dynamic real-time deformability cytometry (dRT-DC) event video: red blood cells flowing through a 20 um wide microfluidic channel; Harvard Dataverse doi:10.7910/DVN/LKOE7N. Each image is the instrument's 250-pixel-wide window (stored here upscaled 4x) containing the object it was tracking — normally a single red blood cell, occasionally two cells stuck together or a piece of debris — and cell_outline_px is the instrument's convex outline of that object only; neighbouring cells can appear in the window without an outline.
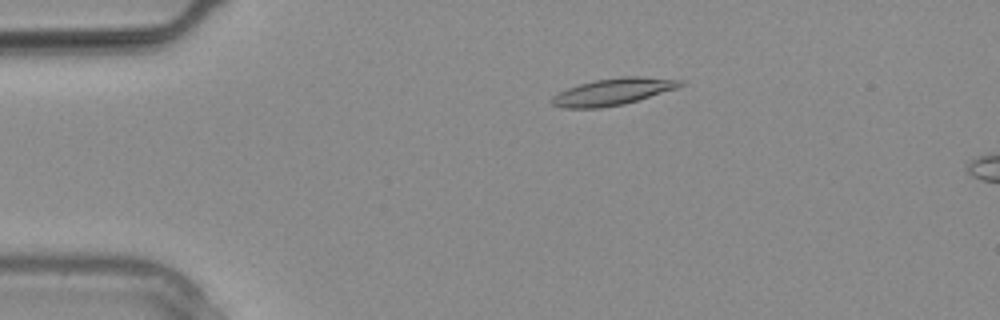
{"species": "common noctule bat (a hibernating species)", "species_latin": "Nyctalus noctula", "temperature_condition": "warm", "stored_images_in_passage": 5, "camera_frame_rate_fps": 3000, "um_per_image_px": 0.085, "animal": {"sex": "male", "body_mass_g": 20.4}, "frame": {"image": 1, "passage_image": 2, "time_ms": 0.333, "image_size_px": [1000, 320], "cell_outline_px": [[684, 84], [676, 88], [624, 104], [600, 108], [564, 108], [552, 104], [552, 96], [568, 88], [580, 84], [596, 80], [620, 76], [644, 76], [684, 80]], "centroid_in_image_um": [52.12, 7.78], "position_along_channel_um": 32.9, "area_um2": 19.88}}